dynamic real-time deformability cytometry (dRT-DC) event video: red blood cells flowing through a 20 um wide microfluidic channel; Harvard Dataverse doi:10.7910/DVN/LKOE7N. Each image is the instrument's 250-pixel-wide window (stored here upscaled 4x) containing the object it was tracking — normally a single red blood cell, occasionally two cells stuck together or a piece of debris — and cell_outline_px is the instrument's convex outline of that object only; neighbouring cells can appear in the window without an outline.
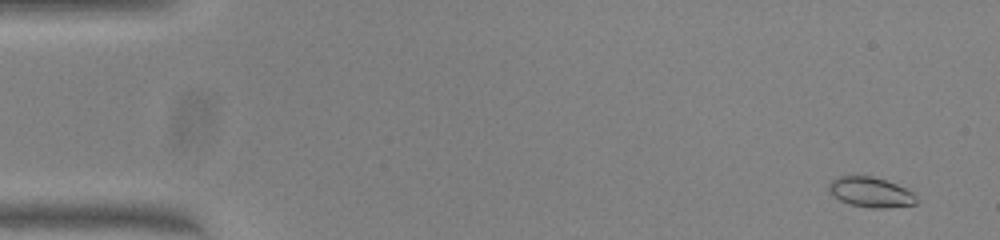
{"species": "common noctule bat (a hibernating species)", "species_latin": "Nyctalus noctula", "temperature_condition": "warm", "stored_images_in_passage": 51, "camera_frame_rate_fps": 3000, "um_per_image_px": 0.085, "animal": {"sex": "female", "body_mass_g": 23.0, "forearm_length_mm": 53.4}, "frame": {"image": 1, "passage_image": 3, "time_ms": 0.667, "image_size_px": [1000, 240], "cell_outline_px": [[916, 204], [888, 208], [872, 208], [852, 204], [840, 200], [828, 188], [828, 184], [836, 176], [872, 176], [908, 188], [912, 192], [916, 200]], "centroid_in_image_um": [74.03, 16.33], "position_along_channel_um": 11.0, "area_um2": 15.14}}
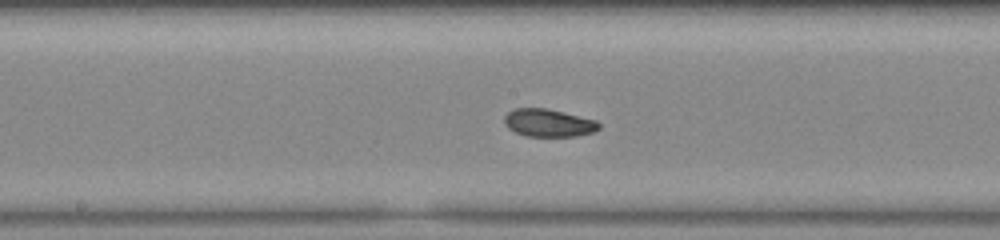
{"frame": {"image": 2, "passage_image": 27, "time_ms": 8.667, "image_size_px": [1000, 240], "cell_outline_px": [[600, 128], [592, 132], [576, 136], [528, 136], [516, 132], [508, 128], [504, 124], [504, 116], [508, 112], [516, 108], [544, 108], [596, 120], [600, 124]], "centroid_in_image_um": [46.6, 10.45], "position_along_channel_um": 201.6, "area_um2": 15.09}}
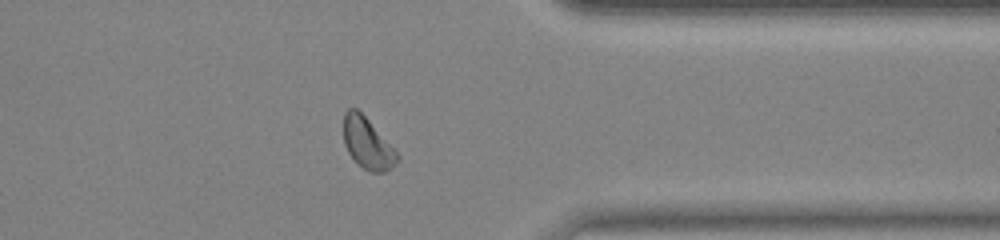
{"frame": {"image": 3, "passage_image": 41, "time_ms": 13.333, "image_size_px": [1000, 240], "cell_outline_px": [[400, 160], [384, 172], [368, 172], [348, 152], [344, 144], [344, 112], [348, 108], [356, 108], [368, 120], [400, 156]], "centroid_in_image_um": [31.22, 12.18], "position_along_channel_um": 380.2, "area_um2": 15.55}, "authors_computed_cell_mechanics": {"area_um2": 15.7216, "velocity_mm_per_s": 4.0308, "shape_relaxation_time_tau1_ms": 4.3229, "shape_relaxation_time_tau2_ms": 6.0769, "deformation_change_tau1": 0.1166, "deformation_change_tau2": 0.07}}